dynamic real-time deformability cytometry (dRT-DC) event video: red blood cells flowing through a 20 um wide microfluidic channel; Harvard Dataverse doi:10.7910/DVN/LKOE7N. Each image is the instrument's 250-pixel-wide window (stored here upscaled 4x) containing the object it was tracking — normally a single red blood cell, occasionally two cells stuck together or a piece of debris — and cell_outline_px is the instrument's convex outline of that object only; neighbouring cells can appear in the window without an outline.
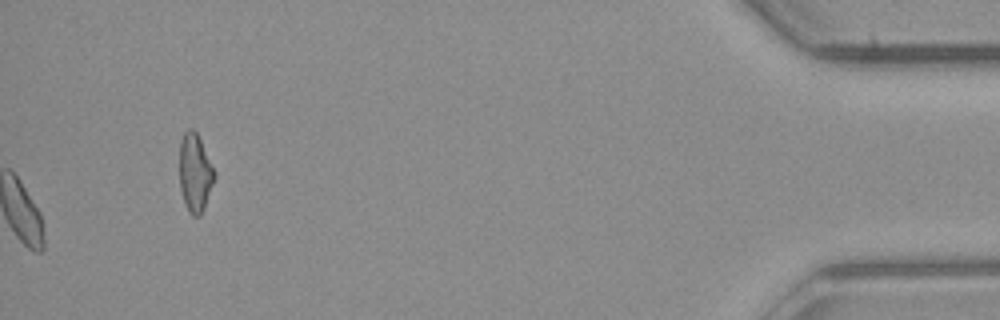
{"species": "common noctule bat (a hibernating species)", "species_latin": "Nyctalus noctula", "temperature_condition": "room temperature", "stored_images_in_passage": 44, "camera_frame_rate_fps": 3000, "um_per_image_px": 0.085, "animal": {"sex": "male", "body_mass_g": 23.1, "forearm_length_mm": 52.7}, "frame": {"image": 1, "passage_image": 44, "time_ms": 14.333, "image_size_px": [1000, 320], "cell_outline_px": [[216, 176], [204, 208], [200, 216], [192, 216], [188, 212], [180, 188], [180, 140], [184, 132], [188, 128], [192, 128], [196, 132], [216, 172]], "centroid_in_image_um": [16.58, 14.69], "position_along_channel_um": 418.6, "area_um2": 15.9}, "authors_computed_cell_mechanics": {"area_um2": 16.1551, "velocity_mm_per_s": 4.0308, "shape_relaxation_time_tau1_ms": null, "shape_relaxation_time_tau2_ms": 0.8556, "deformation_change_tau1": null, "deformation_change_tau2": 0.0411}}